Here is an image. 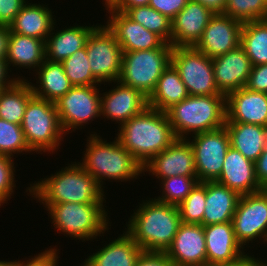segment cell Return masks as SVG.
I'll use <instances>...</instances> for the list:
<instances>
[{"label": "cell", "instance_id": "1", "mask_svg": "<svg viewBox=\"0 0 267 266\" xmlns=\"http://www.w3.org/2000/svg\"><path fill=\"white\" fill-rule=\"evenodd\" d=\"M34 181L25 190L27 196L42 204L106 203V194L97 181L76 161ZM29 192V193H28ZM105 193V194H104Z\"/></svg>", "mask_w": 267, "mask_h": 266}, {"label": "cell", "instance_id": "2", "mask_svg": "<svg viewBox=\"0 0 267 266\" xmlns=\"http://www.w3.org/2000/svg\"><path fill=\"white\" fill-rule=\"evenodd\" d=\"M133 211L124 231L143 251L166 252L182 223L178 206L146 198Z\"/></svg>", "mask_w": 267, "mask_h": 266}, {"label": "cell", "instance_id": "3", "mask_svg": "<svg viewBox=\"0 0 267 266\" xmlns=\"http://www.w3.org/2000/svg\"><path fill=\"white\" fill-rule=\"evenodd\" d=\"M89 133L82 159L80 162L77 160V163L97 181L104 191V183L106 184L104 181L127 183L129 181L131 184L130 181L134 182L143 176V166L116 137L113 141L107 142L95 130Z\"/></svg>", "mask_w": 267, "mask_h": 266}, {"label": "cell", "instance_id": "4", "mask_svg": "<svg viewBox=\"0 0 267 266\" xmlns=\"http://www.w3.org/2000/svg\"><path fill=\"white\" fill-rule=\"evenodd\" d=\"M115 135L142 166L177 139L166 112L149 106L120 126Z\"/></svg>", "mask_w": 267, "mask_h": 266}, {"label": "cell", "instance_id": "5", "mask_svg": "<svg viewBox=\"0 0 267 266\" xmlns=\"http://www.w3.org/2000/svg\"><path fill=\"white\" fill-rule=\"evenodd\" d=\"M50 222L59 234L72 240L93 241L111 229L112 221L104 203L43 204ZM47 208V209H46ZM106 208V209H105ZM107 210V211H106ZM111 221V222H110ZM110 226V228H109Z\"/></svg>", "mask_w": 267, "mask_h": 266}, {"label": "cell", "instance_id": "6", "mask_svg": "<svg viewBox=\"0 0 267 266\" xmlns=\"http://www.w3.org/2000/svg\"><path fill=\"white\" fill-rule=\"evenodd\" d=\"M166 114L175 136L187 139L225 126L226 95H189Z\"/></svg>", "mask_w": 267, "mask_h": 266}, {"label": "cell", "instance_id": "7", "mask_svg": "<svg viewBox=\"0 0 267 266\" xmlns=\"http://www.w3.org/2000/svg\"><path fill=\"white\" fill-rule=\"evenodd\" d=\"M21 128L30 150L37 154L58 152L66 137L55 103L35 95L27 103Z\"/></svg>", "mask_w": 267, "mask_h": 266}, {"label": "cell", "instance_id": "8", "mask_svg": "<svg viewBox=\"0 0 267 266\" xmlns=\"http://www.w3.org/2000/svg\"><path fill=\"white\" fill-rule=\"evenodd\" d=\"M173 47L163 43L157 49L123 52L118 81L149 97L162 72L171 64Z\"/></svg>", "mask_w": 267, "mask_h": 266}, {"label": "cell", "instance_id": "9", "mask_svg": "<svg viewBox=\"0 0 267 266\" xmlns=\"http://www.w3.org/2000/svg\"><path fill=\"white\" fill-rule=\"evenodd\" d=\"M171 64L179 72L190 96L224 95L215 83L212 58L194 46L173 47Z\"/></svg>", "mask_w": 267, "mask_h": 266}, {"label": "cell", "instance_id": "10", "mask_svg": "<svg viewBox=\"0 0 267 266\" xmlns=\"http://www.w3.org/2000/svg\"><path fill=\"white\" fill-rule=\"evenodd\" d=\"M101 85L73 86L55 102L61 127L66 135L83 129L101 117ZM102 89V90H100ZM71 131V132H70Z\"/></svg>", "mask_w": 267, "mask_h": 266}, {"label": "cell", "instance_id": "11", "mask_svg": "<svg viewBox=\"0 0 267 266\" xmlns=\"http://www.w3.org/2000/svg\"><path fill=\"white\" fill-rule=\"evenodd\" d=\"M231 222L236 239L244 249L254 248L250 243H261L260 240L266 246L267 189L241 195Z\"/></svg>", "mask_w": 267, "mask_h": 266}, {"label": "cell", "instance_id": "12", "mask_svg": "<svg viewBox=\"0 0 267 266\" xmlns=\"http://www.w3.org/2000/svg\"><path fill=\"white\" fill-rule=\"evenodd\" d=\"M85 46L92 74L100 84L105 88L106 84L118 81L123 51L107 26L99 24L89 35Z\"/></svg>", "mask_w": 267, "mask_h": 266}, {"label": "cell", "instance_id": "13", "mask_svg": "<svg viewBox=\"0 0 267 266\" xmlns=\"http://www.w3.org/2000/svg\"><path fill=\"white\" fill-rule=\"evenodd\" d=\"M191 138L187 140L194 152L198 181H217L221 175L226 152L230 148V137L226 127L198 133Z\"/></svg>", "mask_w": 267, "mask_h": 266}, {"label": "cell", "instance_id": "14", "mask_svg": "<svg viewBox=\"0 0 267 266\" xmlns=\"http://www.w3.org/2000/svg\"><path fill=\"white\" fill-rule=\"evenodd\" d=\"M158 179L172 176L197 177L194 152L187 139L177 138L168 148L152 157L143 166V175L147 173Z\"/></svg>", "mask_w": 267, "mask_h": 266}, {"label": "cell", "instance_id": "15", "mask_svg": "<svg viewBox=\"0 0 267 266\" xmlns=\"http://www.w3.org/2000/svg\"><path fill=\"white\" fill-rule=\"evenodd\" d=\"M113 85L108 92L101 93L100 118L118 123L119 128L148 107V97L119 81H115Z\"/></svg>", "mask_w": 267, "mask_h": 266}, {"label": "cell", "instance_id": "16", "mask_svg": "<svg viewBox=\"0 0 267 266\" xmlns=\"http://www.w3.org/2000/svg\"><path fill=\"white\" fill-rule=\"evenodd\" d=\"M105 10L109 17L106 14L107 20L104 24L115 35L123 52L157 49L164 43L158 35L134 22L125 13L112 6Z\"/></svg>", "mask_w": 267, "mask_h": 266}, {"label": "cell", "instance_id": "17", "mask_svg": "<svg viewBox=\"0 0 267 266\" xmlns=\"http://www.w3.org/2000/svg\"><path fill=\"white\" fill-rule=\"evenodd\" d=\"M243 23L222 13H216L194 46L210 58L224 55L240 45Z\"/></svg>", "mask_w": 267, "mask_h": 266}, {"label": "cell", "instance_id": "18", "mask_svg": "<svg viewBox=\"0 0 267 266\" xmlns=\"http://www.w3.org/2000/svg\"><path fill=\"white\" fill-rule=\"evenodd\" d=\"M165 254L174 266H207L204 226L181 223Z\"/></svg>", "mask_w": 267, "mask_h": 266}, {"label": "cell", "instance_id": "19", "mask_svg": "<svg viewBox=\"0 0 267 266\" xmlns=\"http://www.w3.org/2000/svg\"><path fill=\"white\" fill-rule=\"evenodd\" d=\"M214 12L199 2L189 0L186 6L171 20V46H195Z\"/></svg>", "mask_w": 267, "mask_h": 266}, {"label": "cell", "instance_id": "20", "mask_svg": "<svg viewBox=\"0 0 267 266\" xmlns=\"http://www.w3.org/2000/svg\"><path fill=\"white\" fill-rule=\"evenodd\" d=\"M212 64L215 83L222 94L227 96L245 87L252 64L240 45L224 55L212 58Z\"/></svg>", "mask_w": 267, "mask_h": 266}, {"label": "cell", "instance_id": "21", "mask_svg": "<svg viewBox=\"0 0 267 266\" xmlns=\"http://www.w3.org/2000/svg\"><path fill=\"white\" fill-rule=\"evenodd\" d=\"M226 123L267 125V93L245 87L226 96Z\"/></svg>", "mask_w": 267, "mask_h": 266}, {"label": "cell", "instance_id": "22", "mask_svg": "<svg viewBox=\"0 0 267 266\" xmlns=\"http://www.w3.org/2000/svg\"><path fill=\"white\" fill-rule=\"evenodd\" d=\"M217 183L236 191L240 196L262 190L256 177L255 163L231 146L227 150Z\"/></svg>", "mask_w": 267, "mask_h": 266}, {"label": "cell", "instance_id": "23", "mask_svg": "<svg viewBox=\"0 0 267 266\" xmlns=\"http://www.w3.org/2000/svg\"><path fill=\"white\" fill-rule=\"evenodd\" d=\"M204 233L207 266L233 262L247 253L236 239L232 222L204 226Z\"/></svg>", "mask_w": 267, "mask_h": 266}, {"label": "cell", "instance_id": "24", "mask_svg": "<svg viewBox=\"0 0 267 266\" xmlns=\"http://www.w3.org/2000/svg\"><path fill=\"white\" fill-rule=\"evenodd\" d=\"M55 22L52 31L45 40V59L52 62H62L77 50L85 47L91 32L99 25H89L74 23L73 26L55 29ZM84 25V26H83ZM56 31V32H55Z\"/></svg>", "mask_w": 267, "mask_h": 266}, {"label": "cell", "instance_id": "25", "mask_svg": "<svg viewBox=\"0 0 267 266\" xmlns=\"http://www.w3.org/2000/svg\"><path fill=\"white\" fill-rule=\"evenodd\" d=\"M82 261L85 266H135L142 248L125 232Z\"/></svg>", "mask_w": 267, "mask_h": 266}, {"label": "cell", "instance_id": "26", "mask_svg": "<svg viewBox=\"0 0 267 266\" xmlns=\"http://www.w3.org/2000/svg\"><path fill=\"white\" fill-rule=\"evenodd\" d=\"M48 5L29 0L8 26L10 31L45 41L57 21L54 11Z\"/></svg>", "mask_w": 267, "mask_h": 266}, {"label": "cell", "instance_id": "27", "mask_svg": "<svg viewBox=\"0 0 267 266\" xmlns=\"http://www.w3.org/2000/svg\"><path fill=\"white\" fill-rule=\"evenodd\" d=\"M5 60L11 73L12 67L35 72L45 61V41L10 31Z\"/></svg>", "mask_w": 267, "mask_h": 266}, {"label": "cell", "instance_id": "28", "mask_svg": "<svg viewBox=\"0 0 267 266\" xmlns=\"http://www.w3.org/2000/svg\"><path fill=\"white\" fill-rule=\"evenodd\" d=\"M240 195L227 186L206 182V203L203 226L231 222Z\"/></svg>", "mask_w": 267, "mask_h": 266}, {"label": "cell", "instance_id": "29", "mask_svg": "<svg viewBox=\"0 0 267 266\" xmlns=\"http://www.w3.org/2000/svg\"><path fill=\"white\" fill-rule=\"evenodd\" d=\"M34 73L36 84L34 81L30 82L31 79L28 80L33 94L47 101L55 103L73 87L65 75L61 62L45 59Z\"/></svg>", "mask_w": 267, "mask_h": 266}, {"label": "cell", "instance_id": "30", "mask_svg": "<svg viewBox=\"0 0 267 266\" xmlns=\"http://www.w3.org/2000/svg\"><path fill=\"white\" fill-rule=\"evenodd\" d=\"M189 96L179 72L170 64L157 81L155 89L148 97V106L166 112Z\"/></svg>", "mask_w": 267, "mask_h": 266}, {"label": "cell", "instance_id": "31", "mask_svg": "<svg viewBox=\"0 0 267 266\" xmlns=\"http://www.w3.org/2000/svg\"><path fill=\"white\" fill-rule=\"evenodd\" d=\"M225 127L229 133L230 146L255 163L266 146L264 126L225 123Z\"/></svg>", "mask_w": 267, "mask_h": 266}, {"label": "cell", "instance_id": "32", "mask_svg": "<svg viewBox=\"0 0 267 266\" xmlns=\"http://www.w3.org/2000/svg\"><path fill=\"white\" fill-rule=\"evenodd\" d=\"M27 80H16L0 94V119L21 125L29 99L33 96Z\"/></svg>", "mask_w": 267, "mask_h": 266}, {"label": "cell", "instance_id": "33", "mask_svg": "<svg viewBox=\"0 0 267 266\" xmlns=\"http://www.w3.org/2000/svg\"><path fill=\"white\" fill-rule=\"evenodd\" d=\"M240 46L250 58L252 66L267 64V24L263 20L243 23Z\"/></svg>", "mask_w": 267, "mask_h": 266}, {"label": "cell", "instance_id": "34", "mask_svg": "<svg viewBox=\"0 0 267 266\" xmlns=\"http://www.w3.org/2000/svg\"><path fill=\"white\" fill-rule=\"evenodd\" d=\"M125 14L134 22L158 35L165 43L171 45V20L167 16L149 5L131 8Z\"/></svg>", "mask_w": 267, "mask_h": 266}, {"label": "cell", "instance_id": "35", "mask_svg": "<svg viewBox=\"0 0 267 266\" xmlns=\"http://www.w3.org/2000/svg\"><path fill=\"white\" fill-rule=\"evenodd\" d=\"M61 63L63 64L65 75L73 86L101 85L92 74L87 58L86 46L77 50Z\"/></svg>", "mask_w": 267, "mask_h": 266}, {"label": "cell", "instance_id": "36", "mask_svg": "<svg viewBox=\"0 0 267 266\" xmlns=\"http://www.w3.org/2000/svg\"><path fill=\"white\" fill-rule=\"evenodd\" d=\"M158 182L161 183L160 195L158 194L155 199L174 206H179L199 183L197 177L185 176H172Z\"/></svg>", "mask_w": 267, "mask_h": 266}, {"label": "cell", "instance_id": "37", "mask_svg": "<svg viewBox=\"0 0 267 266\" xmlns=\"http://www.w3.org/2000/svg\"><path fill=\"white\" fill-rule=\"evenodd\" d=\"M26 153L33 154L25 141L21 125L0 119V154L14 158Z\"/></svg>", "mask_w": 267, "mask_h": 266}, {"label": "cell", "instance_id": "38", "mask_svg": "<svg viewBox=\"0 0 267 266\" xmlns=\"http://www.w3.org/2000/svg\"><path fill=\"white\" fill-rule=\"evenodd\" d=\"M206 182L198 183L178 206L182 223L203 225L206 203Z\"/></svg>", "mask_w": 267, "mask_h": 266}, {"label": "cell", "instance_id": "39", "mask_svg": "<svg viewBox=\"0 0 267 266\" xmlns=\"http://www.w3.org/2000/svg\"><path fill=\"white\" fill-rule=\"evenodd\" d=\"M267 10V0H226L222 14L242 23L263 20Z\"/></svg>", "mask_w": 267, "mask_h": 266}, {"label": "cell", "instance_id": "40", "mask_svg": "<svg viewBox=\"0 0 267 266\" xmlns=\"http://www.w3.org/2000/svg\"><path fill=\"white\" fill-rule=\"evenodd\" d=\"M16 158H12L7 155L0 154V208L8 201H10L11 196L14 195V191L17 190L15 180L16 167L13 161Z\"/></svg>", "mask_w": 267, "mask_h": 266}, {"label": "cell", "instance_id": "41", "mask_svg": "<svg viewBox=\"0 0 267 266\" xmlns=\"http://www.w3.org/2000/svg\"><path fill=\"white\" fill-rule=\"evenodd\" d=\"M51 246L44 251L41 250L38 254L36 253L33 257L29 256V258H25V260H15V266H59L58 264L61 263L58 262L60 249L56 245L55 248L53 245Z\"/></svg>", "mask_w": 267, "mask_h": 266}, {"label": "cell", "instance_id": "42", "mask_svg": "<svg viewBox=\"0 0 267 266\" xmlns=\"http://www.w3.org/2000/svg\"><path fill=\"white\" fill-rule=\"evenodd\" d=\"M245 88L267 93V64L252 66Z\"/></svg>", "mask_w": 267, "mask_h": 266}, {"label": "cell", "instance_id": "43", "mask_svg": "<svg viewBox=\"0 0 267 266\" xmlns=\"http://www.w3.org/2000/svg\"><path fill=\"white\" fill-rule=\"evenodd\" d=\"M28 0H0V26H9Z\"/></svg>", "mask_w": 267, "mask_h": 266}, {"label": "cell", "instance_id": "44", "mask_svg": "<svg viewBox=\"0 0 267 266\" xmlns=\"http://www.w3.org/2000/svg\"><path fill=\"white\" fill-rule=\"evenodd\" d=\"M189 0H150L149 6L172 20Z\"/></svg>", "mask_w": 267, "mask_h": 266}, {"label": "cell", "instance_id": "45", "mask_svg": "<svg viewBox=\"0 0 267 266\" xmlns=\"http://www.w3.org/2000/svg\"><path fill=\"white\" fill-rule=\"evenodd\" d=\"M135 266H174L165 252H145L139 256Z\"/></svg>", "mask_w": 267, "mask_h": 266}, {"label": "cell", "instance_id": "46", "mask_svg": "<svg viewBox=\"0 0 267 266\" xmlns=\"http://www.w3.org/2000/svg\"><path fill=\"white\" fill-rule=\"evenodd\" d=\"M266 146L255 162L256 177L262 189H267V125L264 126Z\"/></svg>", "mask_w": 267, "mask_h": 266}, {"label": "cell", "instance_id": "47", "mask_svg": "<svg viewBox=\"0 0 267 266\" xmlns=\"http://www.w3.org/2000/svg\"><path fill=\"white\" fill-rule=\"evenodd\" d=\"M262 258H258L252 255V253H246L237 260L229 263H221V264H215L212 266H261L263 263Z\"/></svg>", "mask_w": 267, "mask_h": 266}, {"label": "cell", "instance_id": "48", "mask_svg": "<svg viewBox=\"0 0 267 266\" xmlns=\"http://www.w3.org/2000/svg\"><path fill=\"white\" fill-rule=\"evenodd\" d=\"M150 0H117L112 6L115 10L126 13L131 8L149 5Z\"/></svg>", "mask_w": 267, "mask_h": 266}, {"label": "cell", "instance_id": "49", "mask_svg": "<svg viewBox=\"0 0 267 266\" xmlns=\"http://www.w3.org/2000/svg\"><path fill=\"white\" fill-rule=\"evenodd\" d=\"M10 70L8 69L7 62L5 59H0V84H13L16 80H27L22 74L19 76L12 73V77L9 75Z\"/></svg>", "mask_w": 267, "mask_h": 266}, {"label": "cell", "instance_id": "50", "mask_svg": "<svg viewBox=\"0 0 267 266\" xmlns=\"http://www.w3.org/2000/svg\"><path fill=\"white\" fill-rule=\"evenodd\" d=\"M10 29L8 26H0V59H6Z\"/></svg>", "mask_w": 267, "mask_h": 266}, {"label": "cell", "instance_id": "51", "mask_svg": "<svg viewBox=\"0 0 267 266\" xmlns=\"http://www.w3.org/2000/svg\"><path fill=\"white\" fill-rule=\"evenodd\" d=\"M194 2H199L205 7L216 13H223L225 10L226 0H191Z\"/></svg>", "mask_w": 267, "mask_h": 266}, {"label": "cell", "instance_id": "52", "mask_svg": "<svg viewBox=\"0 0 267 266\" xmlns=\"http://www.w3.org/2000/svg\"><path fill=\"white\" fill-rule=\"evenodd\" d=\"M0 266H15V260H7V261H4V260H0Z\"/></svg>", "mask_w": 267, "mask_h": 266}, {"label": "cell", "instance_id": "53", "mask_svg": "<svg viewBox=\"0 0 267 266\" xmlns=\"http://www.w3.org/2000/svg\"><path fill=\"white\" fill-rule=\"evenodd\" d=\"M117 0H102V2H104L103 6L105 8L107 7H111L116 3Z\"/></svg>", "mask_w": 267, "mask_h": 266}, {"label": "cell", "instance_id": "54", "mask_svg": "<svg viewBox=\"0 0 267 266\" xmlns=\"http://www.w3.org/2000/svg\"><path fill=\"white\" fill-rule=\"evenodd\" d=\"M12 84H0V94L2 93V91L4 90V88H7L9 86H11Z\"/></svg>", "mask_w": 267, "mask_h": 266}, {"label": "cell", "instance_id": "55", "mask_svg": "<svg viewBox=\"0 0 267 266\" xmlns=\"http://www.w3.org/2000/svg\"><path fill=\"white\" fill-rule=\"evenodd\" d=\"M263 21L267 24V10H266L265 17L263 18Z\"/></svg>", "mask_w": 267, "mask_h": 266}, {"label": "cell", "instance_id": "56", "mask_svg": "<svg viewBox=\"0 0 267 266\" xmlns=\"http://www.w3.org/2000/svg\"><path fill=\"white\" fill-rule=\"evenodd\" d=\"M261 266H267V260L264 259V261H263Z\"/></svg>", "mask_w": 267, "mask_h": 266}]
</instances>
